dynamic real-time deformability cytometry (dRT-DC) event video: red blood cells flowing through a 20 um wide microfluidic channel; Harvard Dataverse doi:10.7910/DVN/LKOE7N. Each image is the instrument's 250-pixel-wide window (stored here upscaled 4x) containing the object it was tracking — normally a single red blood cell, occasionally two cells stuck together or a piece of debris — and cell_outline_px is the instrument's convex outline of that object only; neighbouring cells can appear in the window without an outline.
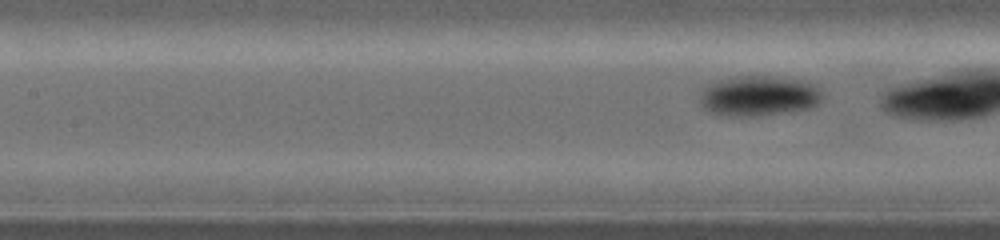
{"species": "common noctule bat (a hibernating species)", "species_latin": "Nyctalus noctula", "temperature_condition": "warm", "stored_images_in_passage": 6, "segment_of_instrument_passage": [2, 2], "camera_frame_rate_fps": 5000, "um_per_image_px": 0.085, "animal": {"sex": "female", "body_mass_g": 19.0, "forearm_length_mm": 53.3}, "frame": {"image": 1, "passage_image": 6, "time_ms": 2.6, "image_size_px": [1000, 240], "cell_outline_px": [[820, 100], [812, 108], [788, 112], [760, 116], [716, 116], [704, 108], [700, 104], [700, 96], [704, 88], [708, 84], [716, 80], [736, 76], [780, 76], [808, 80], [820, 88]], "centroid_in_image_um": [64.49, 8.14], "position_along_channel_um": 142.9, "area_um2": 29.42}}